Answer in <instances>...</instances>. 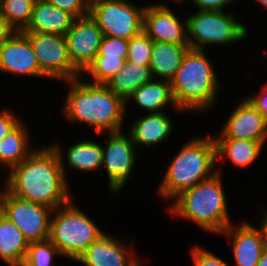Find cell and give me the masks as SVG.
<instances>
[{"mask_svg": "<svg viewBox=\"0 0 267 266\" xmlns=\"http://www.w3.org/2000/svg\"><path fill=\"white\" fill-rule=\"evenodd\" d=\"M61 150L58 145L36 148L9 170L3 187L18 198L53 210L67 205L72 197Z\"/></svg>", "mask_w": 267, "mask_h": 266, "instance_id": "cell-1", "label": "cell"}, {"mask_svg": "<svg viewBox=\"0 0 267 266\" xmlns=\"http://www.w3.org/2000/svg\"><path fill=\"white\" fill-rule=\"evenodd\" d=\"M80 78L65 81L70 85L62 108L66 118L93 126L99 135L124 131L125 102L107 85L82 82Z\"/></svg>", "mask_w": 267, "mask_h": 266, "instance_id": "cell-2", "label": "cell"}, {"mask_svg": "<svg viewBox=\"0 0 267 266\" xmlns=\"http://www.w3.org/2000/svg\"><path fill=\"white\" fill-rule=\"evenodd\" d=\"M216 163L213 136L190 138L168 164L164 178L157 189L159 196L171 201L199 182L208 180L217 173V170L214 171Z\"/></svg>", "mask_w": 267, "mask_h": 266, "instance_id": "cell-3", "label": "cell"}, {"mask_svg": "<svg viewBox=\"0 0 267 266\" xmlns=\"http://www.w3.org/2000/svg\"><path fill=\"white\" fill-rule=\"evenodd\" d=\"M199 182L177 196L168 207L175 217L191 220L207 232L221 234L232 224L224 193L222 174Z\"/></svg>", "mask_w": 267, "mask_h": 266, "instance_id": "cell-4", "label": "cell"}, {"mask_svg": "<svg viewBox=\"0 0 267 266\" xmlns=\"http://www.w3.org/2000/svg\"><path fill=\"white\" fill-rule=\"evenodd\" d=\"M174 102L184 111H203L213 106L219 81L205 50L189 49L170 81Z\"/></svg>", "mask_w": 267, "mask_h": 266, "instance_id": "cell-5", "label": "cell"}, {"mask_svg": "<svg viewBox=\"0 0 267 266\" xmlns=\"http://www.w3.org/2000/svg\"><path fill=\"white\" fill-rule=\"evenodd\" d=\"M53 210L50 221L49 240L57 247L62 257L73 261L104 232L79 207L72 204Z\"/></svg>", "mask_w": 267, "mask_h": 266, "instance_id": "cell-6", "label": "cell"}, {"mask_svg": "<svg viewBox=\"0 0 267 266\" xmlns=\"http://www.w3.org/2000/svg\"><path fill=\"white\" fill-rule=\"evenodd\" d=\"M185 19L190 49L205 50L207 44H232L246 38L249 32L247 27L229 12L197 11Z\"/></svg>", "mask_w": 267, "mask_h": 266, "instance_id": "cell-7", "label": "cell"}, {"mask_svg": "<svg viewBox=\"0 0 267 266\" xmlns=\"http://www.w3.org/2000/svg\"><path fill=\"white\" fill-rule=\"evenodd\" d=\"M145 8L128 0H101L90 4L89 15L103 35L130 40L143 31Z\"/></svg>", "mask_w": 267, "mask_h": 266, "instance_id": "cell-8", "label": "cell"}, {"mask_svg": "<svg viewBox=\"0 0 267 266\" xmlns=\"http://www.w3.org/2000/svg\"><path fill=\"white\" fill-rule=\"evenodd\" d=\"M0 212L18 227L29 243L49 239L53 209L18 198L5 189Z\"/></svg>", "mask_w": 267, "mask_h": 266, "instance_id": "cell-9", "label": "cell"}, {"mask_svg": "<svg viewBox=\"0 0 267 266\" xmlns=\"http://www.w3.org/2000/svg\"><path fill=\"white\" fill-rule=\"evenodd\" d=\"M23 33L29 38L40 70L46 78L69 81L81 76L70 61L65 36L40 32Z\"/></svg>", "mask_w": 267, "mask_h": 266, "instance_id": "cell-10", "label": "cell"}, {"mask_svg": "<svg viewBox=\"0 0 267 266\" xmlns=\"http://www.w3.org/2000/svg\"><path fill=\"white\" fill-rule=\"evenodd\" d=\"M108 143L103 147V165L108 175L109 188L113 194L121 191L131 177L136 162L135 144L130 135L119 131L110 132Z\"/></svg>", "mask_w": 267, "mask_h": 266, "instance_id": "cell-11", "label": "cell"}, {"mask_svg": "<svg viewBox=\"0 0 267 266\" xmlns=\"http://www.w3.org/2000/svg\"><path fill=\"white\" fill-rule=\"evenodd\" d=\"M73 66L82 74L98 54L103 33L90 15L76 18L64 35Z\"/></svg>", "mask_w": 267, "mask_h": 266, "instance_id": "cell-12", "label": "cell"}, {"mask_svg": "<svg viewBox=\"0 0 267 266\" xmlns=\"http://www.w3.org/2000/svg\"><path fill=\"white\" fill-rule=\"evenodd\" d=\"M214 139H244L260 141L267 139V118L244 99L231 112L222 131Z\"/></svg>", "mask_w": 267, "mask_h": 266, "instance_id": "cell-13", "label": "cell"}, {"mask_svg": "<svg viewBox=\"0 0 267 266\" xmlns=\"http://www.w3.org/2000/svg\"><path fill=\"white\" fill-rule=\"evenodd\" d=\"M183 22L165 4L148 5L144 11L143 31L155 42L188 45L187 20Z\"/></svg>", "mask_w": 267, "mask_h": 266, "instance_id": "cell-14", "label": "cell"}, {"mask_svg": "<svg viewBox=\"0 0 267 266\" xmlns=\"http://www.w3.org/2000/svg\"><path fill=\"white\" fill-rule=\"evenodd\" d=\"M119 238L103 234L93 242L76 260L85 266H139L135 253L132 252L134 245L122 244ZM127 245V246H126Z\"/></svg>", "mask_w": 267, "mask_h": 266, "instance_id": "cell-15", "label": "cell"}, {"mask_svg": "<svg viewBox=\"0 0 267 266\" xmlns=\"http://www.w3.org/2000/svg\"><path fill=\"white\" fill-rule=\"evenodd\" d=\"M33 77H46L40 70L29 38L22 32L14 35L0 48V72Z\"/></svg>", "mask_w": 267, "mask_h": 266, "instance_id": "cell-16", "label": "cell"}, {"mask_svg": "<svg viewBox=\"0 0 267 266\" xmlns=\"http://www.w3.org/2000/svg\"><path fill=\"white\" fill-rule=\"evenodd\" d=\"M259 228L245 223L238 226L229 225L221 234L232 237L233 255L236 266H256L263 252L266 250L264 233Z\"/></svg>", "mask_w": 267, "mask_h": 266, "instance_id": "cell-17", "label": "cell"}, {"mask_svg": "<svg viewBox=\"0 0 267 266\" xmlns=\"http://www.w3.org/2000/svg\"><path fill=\"white\" fill-rule=\"evenodd\" d=\"M76 18L50 3L36 0L31 20L22 32H40L65 35Z\"/></svg>", "mask_w": 267, "mask_h": 266, "instance_id": "cell-18", "label": "cell"}, {"mask_svg": "<svg viewBox=\"0 0 267 266\" xmlns=\"http://www.w3.org/2000/svg\"><path fill=\"white\" fill-rule=\"evenodd\" d=\"M173 123L166 112L150 113L140 117L130 126L129 135L135 146H153L170 136Z\"/></svg>", "mask_w": 267, "mask_h": 266, "instance_id": "cell-19", "label": "cell"}, {"mask_svg": "<svg viewBox=\"0 0 267 266\" xmlns=\"http://www.w3.org/2000/svg\"><path fill=\"white\" fill-rule=\"evenodd\" d=\"M189 49V45L153 41L149 65L153 79L159 77V80L170 82L176 75Z\"/></svg>", "mask_w": 267, "mask_h": 266, "instance_id": "cell-20", "label": "cell"}, {"mask_svg": "<svg viewBox=\"0 0 267 266\" xmlns=\"http://www.w3.org/2000/svg\"><path fill=\"white\" fill-rule=\"evenodd\" d=\"M131 99L142 109L148 111V114L162 113L165 105L174 106L173 109L183 112L177 108L173 99L171 84L166 80L155 78L140 86L125 102V108H127V103Z\"/></svg>", "mask_w": 267, "mask_h": 266, "instance_id": "cell-21", "label": "cell"}, {"mask_svg": "<svg viewBox=\"0 0 267 266\" xmlns=\"http://www.w3.org/2000/svg\"><path fill=\"white\" fill-rule=\"evenodd\" d=\"M29 242L18 227L0 212V259L7 266H22Z\"/></svg>", "mask_w": 267, "mask_h": 266, "instance_id": "cell-22", "label": "cell"}, {"mask_svg": "<svg viewBox=\"0 0 267 266\" xmlns=\"http://www.w3.org/2000/svg\"><path fill=\"white\" fill-rule=\"evenodd\" d=\"M217 161L224 156L241 168L252 165L261 155L264 144L244 139H214ZM222 157V158H221Z\"/></svg>", "mask_w": 267, "mask_h": 266, "instance_id": "cell-23", "label": "cell"}, {"mask_svg": "<svg viewBox=\"0 0 267 266\" xmlns=\"http://www.w3.org/2000/svg\"><path fill=\"white\" fill-rule=\"evenodd\" d=\"M152 79L149 67L126 60L122 69L106 85L126 102L136 89Z\"/></svg>", "mask_w": 267, "mask_h": 266, "instance_id": "cell-24", "label": "cell"}, {"mask_svg": "<svg viewBox=\"0 0 267 266\" xmlns=\"http://www.w3.org/2000/svg\"><path fill=\"white\" fill-rule=\"evenodd\" d=\"M27 127L21 121L0 141V164L9 170L19 165L35 150L30 149Z\"/></svg>", "mask_w": 267, "mask_h": 266, "instance_id": "cell-25", "label": "cell"}, {"mask_svg": "<svg viewBox=\"0 0 267 266\" xmlns=\"http://www.w3.org/2000/svg\"><path fill=\"white\" fill-rule=\"evenodd\" d=\"M97 141L81 140L69 145L66 151L67 167L80 171H93L102 167L103 148Z\"/></svg>", "mask_w": 267, "mask_h": 266, "instance_id": "cell-26", "label": "cell"}, {"mask_svg": "<svg viewBox=\"0 0 267 266\" xmlns=\"http://www.w3.org/2000/svg\"><path fill=\"white\" fill-rule=\"evenodd\" d=\"M126 62V58L122 57H106V55H96L94 61L81 74V77L93 78L90 83L107 84L111 78L122 69Z\"/></svg>", "mask_w": 267, "mask_h": 266, "instance_id": "cell-27", "label": "cell"}, {"mask_svg": "<svg viewBox=\"0 0 267 266\" xmlns=\"http://www.w3.org/2000/svg\"><path fill=\"white\" fill-rule=\"evenodd\" d=\"M36 0H0V13L16 30L23 31L31 20Z\"/></svg>", "mask_w": 267, "mask_h": 266, "instance_id": "cell-28", "label": "cell"}, {"mask_svg": "<svg viewBox=\"0 0 267 266\" xmlns=\"http://www.w3.org/2000/svg\"><path fill=\"white\" fill-rule=\"evenodd\" d=\"M54 256L62 255L49 239L31 242L22 266H54Z\"/></svg>", "mask_w": 267, "mask_h": 266, "instance_id": "cell-29", "label": "cell"}, {"mask_svg": "<svg viewBox=\"0 0 267 266\" xmlns=\"http://www.w3.org/2000/svg\"><path fill=\"white\" fill-rule=\"evenodd\" d=\"M153 40L144 32L129 40L128 55L126 60L131 63L141 64L149 67Z\"/></svg>", "mask_w": 267, "mask_h": 266, "instance_id": "cell-30", "label": "cell"}, {"mask_svg": "<svg viewBox=\"0 0 267 266\" xmlns=\"http://www.w3.org/2000/svg\"><path fill=\"white\" fill-rule=\"evenodd\" d=\"M129 40L104 35L97 55L127 58Z\"/></svg>", "mask_w": 267, "mask_h": 266, "instance_id": "cell-31", "label": "cell"}, {"mask_svg": "<svg viewBox=\"0 0 267 266\" xmlns=\"http://www.w3.org/2000/svg\"><path fill=\"white\" fill-rule=\"evenodd\" d=\"M66 11L75 18H83L89 15L90 4L88 0H42Z\"/></svg>", "mask_w": 267, "mask_h": 266, "instance_id": "cell-32", "label": "cell"}, {"mask_svg": "<svg viewBox=\"0 0 267 266\" xmlns=\"http://www.w3.org/2000/svg\"><path fill=\"white\" fill-rule=\"evenodd\" d=\"M191 256L194 266H229L220 257L198 245L191 248Z\"/></svg>", "mask_w": 267, "mask_h": 266, "instance_id": "cell-33", "label": "cell"}, {"mask_svg": "<svg viewBox=\"0 0 267 266\" xmlns=\"http://www.w3.org/2000/svg\"><path fill=\"white\" fill-rule=\"evenodd\" d=\"M21 122L9 109L0 111V141Z\"/></svg>", "mask_w": 267, "mask_h": 266, "instance_id": "cell-34", "label": "cell"}, {"mask_svg": "<svg viewBox=\"0 0 267 266\" xmlns=\"http://www.w3.org/2000/svg\"><path fill=\"white\" fill-rule=\"evenodd\" d=\"M193 5L198 8V11H224L223 8L229 5L233 0H191Z\"/></svg>", "mask_w": 267, "mask_h": 266, "instance_id": "cell-35", "label": "cell"}, {"mask_svg": "<svg viewBox=\"0 0 267 266\" xmlns=\"http://www.w3.org/2000/svg\"><path fill=\"white\" fill-rule=\"evenodd\" d=\"M262 88L259 94L256 93L254 96H249L246 99L257 111L267 118V83Z\"/></svg>", "mask_w": 267, "mask_h": 266, "instance_id": "cell-36", "label": "cell"}, {"mask_svg": "<svg viewBox=\"0 0 267 266\" xmlns=\"http://www.w3.org/2000/svg\"><path fill=\"white\" fill-rule=\"evenodd\" d=\"M15 32L16 30L0 13V48L14 35Z\"/></svg>", "mask_w": 267, "mask_h": 266, "instance_id": "cell-37", "label": "cell"}, {"mask_svg": "<svg viewBox=\"0 0 267 266\" xmlns=\"http://www.w3.org/2000/svg\"><path fill=\"white\" fill-rule=\"evenodd\" d=\"M259 225H260V227L263 230L264 238H265V244H266V249H267V212L264 214V216L261 219V222H260Z\"/></svg>", "mask_w": 267, "mask_h": 266, "instance_id": "cell-38", "label": "cell"}, {"mask_svg": "<svg viewBox=\"0 0 267 266\" xmlns=\"http://www.w3.org/2000/svg\"><path fill=\"white\" fill-rule=\"evenodd\" d=\"M256 266H267V249L263 252L260 261Z\"/></svg>", "mask_w": 267, "mask_h": 266, "instance_id": "cell-39", "label": "cell"}, {"mask_svg": "<svg viewBox=\"0 0 267 266\" xmlns=\"http://www.w3.org/2000/svg\"><path fill=\"white\" fill-rule=\"evenodd\" d=\"M257 2H259L261 5H263L264 9L267 10V0H255Z\"/></svg>", "mask_w": 267, "mask_h": 266, "instance_id": "cell-40", "label": "cell"}, {"mask_svg": "<svg viewBox=\"0 0 267 266\" xmlns=\"http://www.w3.org/2000/svg\"><path fill=\"white\" fill-rule=\"evenodd\" d=\"M4 190H5V189H3V190L1 189V190H0V209H1V196H2V193H3Z\"/></svg>", "mask_w": 267, "mask_h": 266, "instance_id": "cell-41", "label": "cell"}, {"mask_svg": "<svg viewBox=\"0 0 267 266\" xmlns=\"http://www.w3.org/2000/svg\"><path fill=\"white\" fill-rule=\"evenodd\" d=\"M97 1H101V0H88L89 4L97 2Z\"/></svg>", "mask_w": 267, "mask_h": 266, "instance_id": "cell-42", "label": "cell"}, {"mask_svg": "<svg viewBox=\"0 0 267 266\" xmlns=\"http://www.w3.org/2000/svg\"><path fill=\"white\" fill-rule=\"evenodd\" d=\"M175 1H176L177 4H178V3H180V2L182 3V2L187 1V0H174L173 2H175Z\"/></svg>", "mask_w": 267, "mask_h": 266, "instance_id": "cell-43", "label": "cell"}]
</instances>
